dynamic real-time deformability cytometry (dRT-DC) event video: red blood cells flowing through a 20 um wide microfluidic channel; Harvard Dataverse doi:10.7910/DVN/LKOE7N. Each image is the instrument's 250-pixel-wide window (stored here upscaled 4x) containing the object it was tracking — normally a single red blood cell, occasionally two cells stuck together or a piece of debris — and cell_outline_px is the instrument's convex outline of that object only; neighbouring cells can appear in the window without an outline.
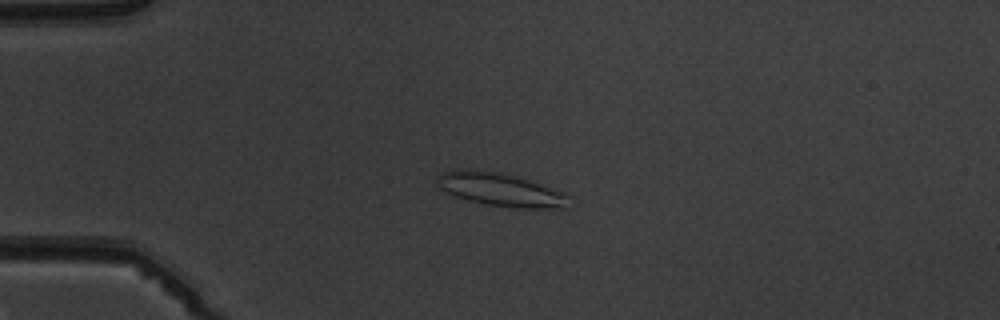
{"species": "common noctule bat (a hibernating species)", "species_latin": "Nyctalus noctula", "temperature_condition": "warm", "stored_images_in_passage": 5, "camera_frame_rate_fps": 3000, "um_per_image_px": 0.085, "animal": {"sex": "male", "body_mass_g": 19.5, "forearm_length_mm": 54.6}, "frame": {"image": 1, "passage_image": 4, "time_ms": 3.667, "image_size_px": [1000, 320], "cell_outline_px": [[568, 208], [512, 208], [484, 204], [468, 200], [456, 196], [440, 188], [436, 184], [436, 180], [444, 172], [452, 168], [468, 168], [492, 172], [512, 176], [528, 180], [564, 192], [568, 196]], "centroid_in_image_um": [42.52, 16.12], "position_along_channel_um": 42.5, "area_um2": 25.32}}